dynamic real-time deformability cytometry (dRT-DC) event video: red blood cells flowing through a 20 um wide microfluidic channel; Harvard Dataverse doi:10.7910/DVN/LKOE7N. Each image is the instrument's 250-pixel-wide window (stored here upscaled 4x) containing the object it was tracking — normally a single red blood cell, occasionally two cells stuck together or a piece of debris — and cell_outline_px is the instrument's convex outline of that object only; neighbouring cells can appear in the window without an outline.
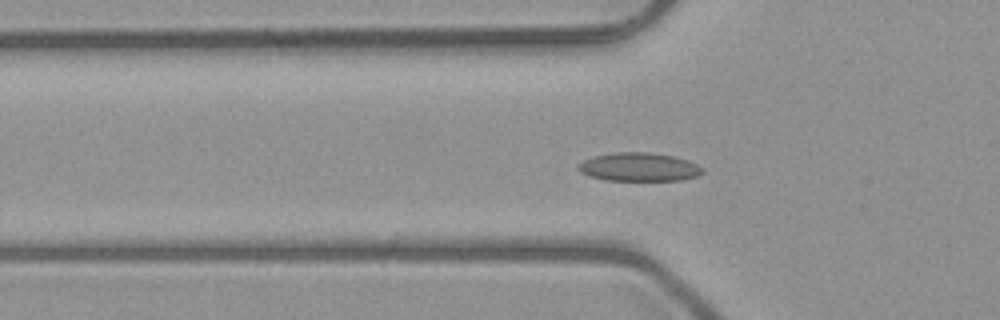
{"species": "common noctule bat (a hibernating species)", "species_latin": "Nyctalus noctula", "temperature_condition": "room temperature", "stored_images_in_passage": 50, "camera_frame_rate_fps": 3000, "um_per_image_px": 0.085, "animal": {"sex": "male", "body_mass_g": 23.1, "forearm_length_mm": 52.7}, "frame": {"image": 1, "passage_image": 15, "time_ms": 4.667, "image_size_px": [1000, 320], "cell_outline_px": [[704, 172], [696, 176], [684, 180], [604, 180], [588, 176], [580, 172], [576, 168], [576, 164], [592, 156], [616, 152], [648, 152], [672, 156], [688, 160], [696, 164]], "centroid_in_image_um": [54.25, 14.19], "position_along_channel_um": 71.6, "area_um2": 20.69}}
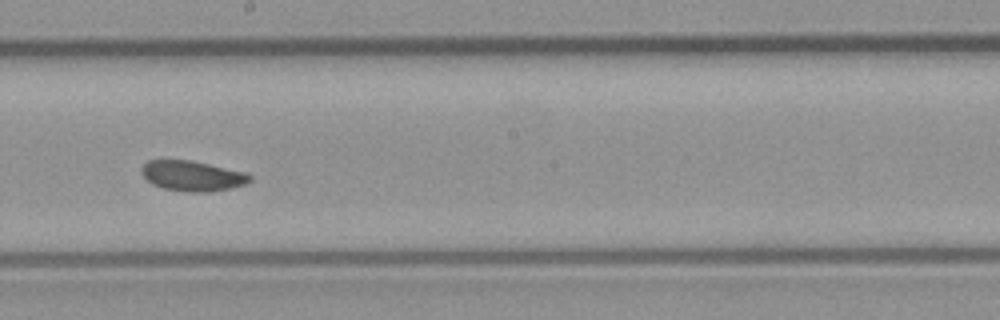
{"frame": {"image": 2, "passage_image": 27, "time_ms": 8.667, "image_size_px": [1000, 320], "cell_outline_px": [[252, 180], [244, 184], [232, 188], [208, 192], [188, 192], [164, 188], [152, 184], [140, 172], [140, 168], [148, 160], [192, 160], [248, 172], [252, 176]], "centroid_in_image_um": [16.39, 14.94], "position_along_channel_um": 231.8, "area_um2": 19.31}}
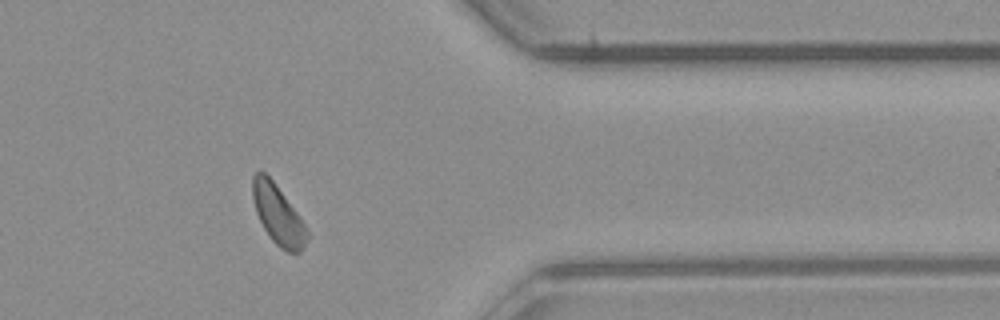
{"frame": {"image": 3, "passage_image": 40, "time_ms": 13.0, "image_size_px": [1000, 320], "cell_outline_px": [[308, 240], [304, 248], [300, 252], [288, 252], [280, 248], [272, 240], [264, 228], [256, 212], [252, 196], [252, 176], [260, 168], [272, 180], [300, 216], [308, 232]], "centroid_in_image_um": [23.63, 18.24], "position_along_channel_um": 387.8, "area_um2": 18.79}, "authors_computed_cell_mechanics": {"area_um2": 19.2763, "velocity_mm_per_s": 3.9839, "shape_relaxation_time_tau1_ms": 2.9716, "shape_relaxation_time_tau2_ms": null, "deformation_change_tau1": 0.0586, "deformation_change_tau2": null}}